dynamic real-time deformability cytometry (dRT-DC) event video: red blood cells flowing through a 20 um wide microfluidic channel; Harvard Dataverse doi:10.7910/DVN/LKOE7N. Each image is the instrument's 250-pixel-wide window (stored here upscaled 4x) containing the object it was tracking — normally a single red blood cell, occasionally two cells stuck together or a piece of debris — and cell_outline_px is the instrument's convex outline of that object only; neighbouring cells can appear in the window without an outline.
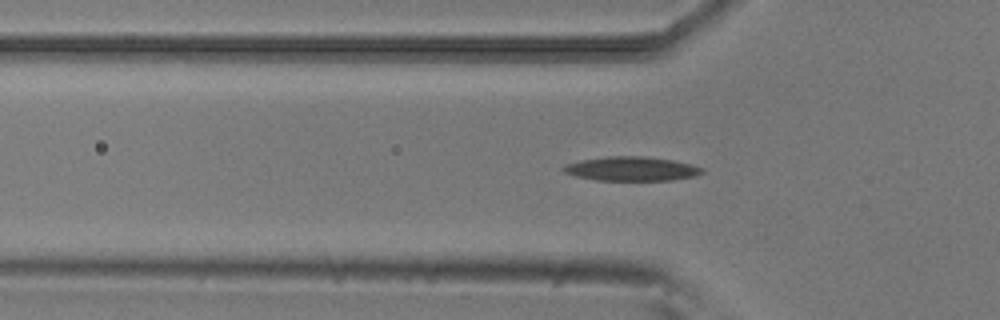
{"species": "common noctule bat (a hibernating species)", "species_latin": "Nyctalus noctula", "temperature_condition": "room temperature", "stored_images_in_passage": 43, "camera_frame_rate_fps": 3000, "um_per_image_px": 0.085, "animal": {"sex": "male", "body_mass_g": 20.5, "forearm_length_mm": 52.5}, "frame": {"image": 1, "passage_image": 16, "time_ms": 5.0, "image_size_px": [1000, 320], "cell_outline_px": [[704, 172], [696, 176], [672, 180], [596, 180], [576, 176], [564, 172], [560, 168], [564, 164], [580, 160], [608, 156], [644, 156], [672, 160], [692, 164], [704, 168]], "centroid_in_image_um": [53.67, 14.34], "position_along_channel_um": 72.1, "area_um2": 19.65}}
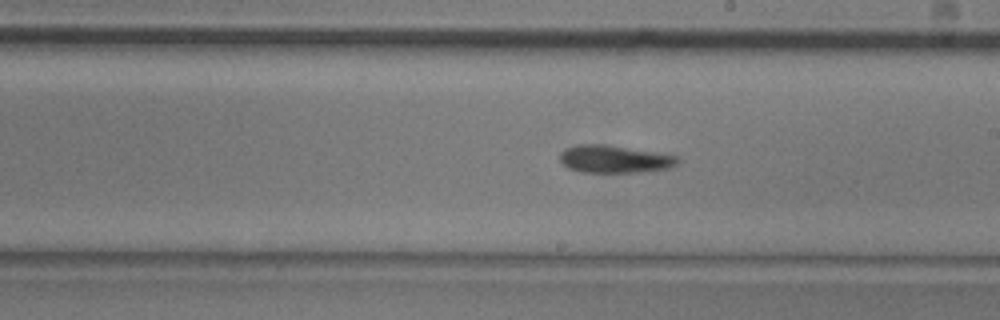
{"frame": {"image": 2, "passage_image": 29, "time_ms": 9.333, "image_size_px": [1000, 320], "cell_outline_px": [[680, 160], [676, 164], [668, 168], [636, 172], [580, 172], [568, 168], [560, 160], [560, 152], [568, 148], [580, 144], [604, 144], [656, 152], [676, 156]], "centroid_in_image_um": [52.2, 13.52], "position_along_channel_um": 236.8, "area_um2": 18.67}}
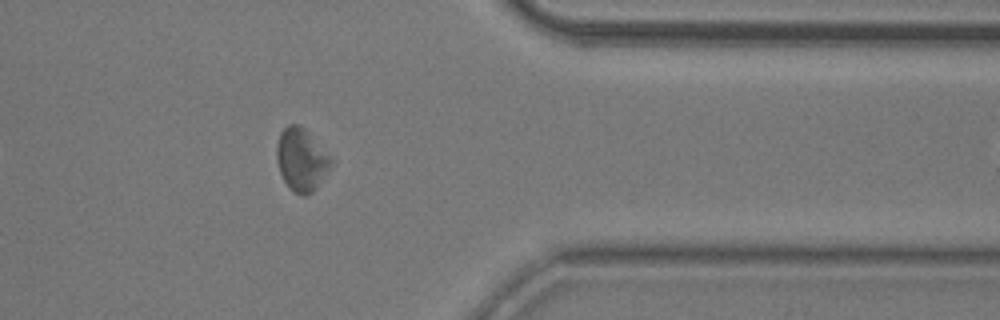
{"frame": {"image": 3, "passage_image": 42, "time_ms": 13.667, "image_size_px": [1000, 320], "cell_outline_px": [[332, 164], [316, 188], [308, 196], [300, 196], [288, 188], [280, 172], [276, 160], [276, 144], [280, 132], [288, 124], [296, 124], [304, 128], [332, 160]], "centroid_in_image_um": [25.57, 13.6], "position_along_channel_um": 385.8, "area_um2": 19.65}}